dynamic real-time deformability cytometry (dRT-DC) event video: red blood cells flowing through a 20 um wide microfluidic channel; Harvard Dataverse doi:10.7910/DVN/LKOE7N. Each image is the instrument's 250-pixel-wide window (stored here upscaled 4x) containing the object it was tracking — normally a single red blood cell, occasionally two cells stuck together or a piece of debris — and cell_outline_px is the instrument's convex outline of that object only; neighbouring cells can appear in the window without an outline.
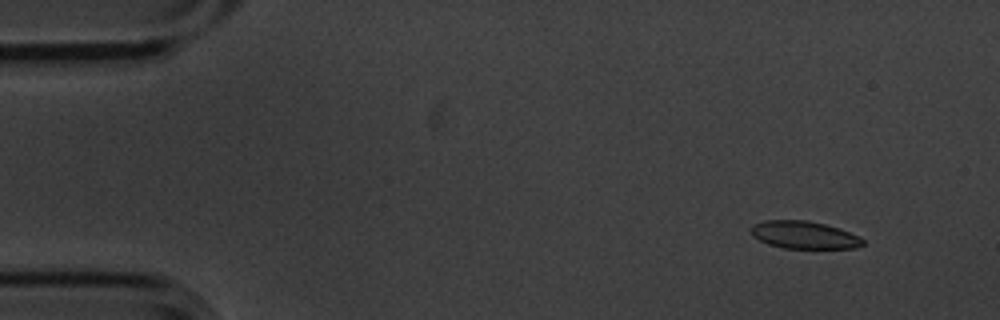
{"species": "common noctule bat (a hibernating species)", "species_latin": "Nyctalus noctula", "temperature_condition": "cold", "stored_images_in_passage": 5, "camera_frame_rate_fps": 3000, "um_per_image_px": 0.085, "animal": {"sex": "male", "body_mass_g": 20.1, "forearm_length_mm": 53.5}, "frame": {"image": 1, "passage_image": 2, "time_ms": 0.333, "image_size_px": [1000, 320], "cell_outline_px": [[864, 244], [856, 248], [784, 248], [768, 244], [752, 236], [748, 228], [752, 224], [764, 220], [808, 220], [840, 228], [860, 236], [864, 240]], "centroid_in_image_um": [68.32, 19.96], "position_along_channel_um": 16.7, "area_um2": 18.21}}
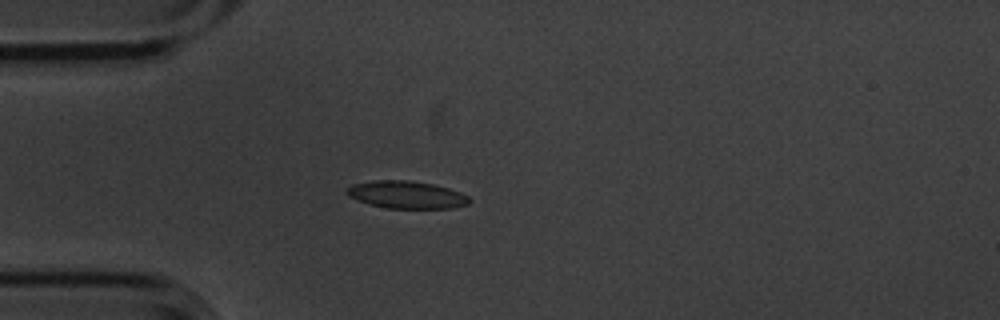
{"frame": {"image": 2, "passage_image": 5, "time_ms": 1.333, "image_size_px": [1000, 320], "cell_outline_px": [[472, 200], [468, 204], [452, 208], [388, 208], [368, 204], [348, 196], [344, 192], [352, 184], [372, 180], [408, 180], [432, 184], [448, 188], [460, 192], [468, 196]], "centroid_in_image_um": [34.54, 16.55], "position_along_channel_um": 50.5, "area_um2": 19.65}}